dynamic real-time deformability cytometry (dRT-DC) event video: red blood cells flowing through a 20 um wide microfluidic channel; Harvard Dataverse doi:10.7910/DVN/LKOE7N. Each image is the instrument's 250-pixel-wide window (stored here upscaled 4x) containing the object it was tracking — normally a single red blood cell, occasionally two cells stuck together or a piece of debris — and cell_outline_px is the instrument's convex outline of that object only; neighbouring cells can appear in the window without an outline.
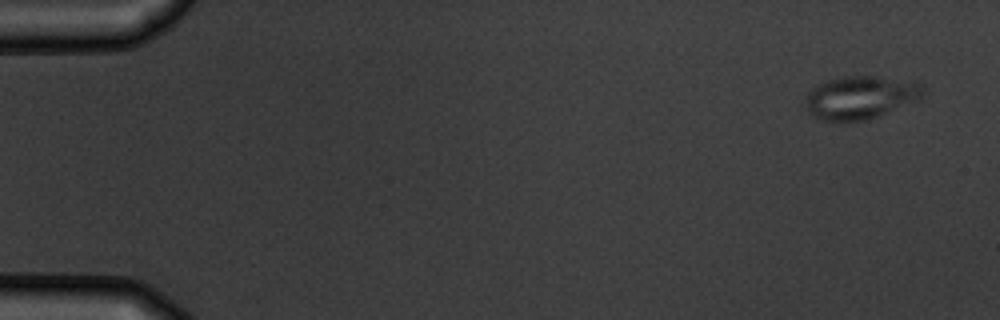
{"species": "common noctule bat (a hibernating species)", "species_latin": "Nyctalus noctula", "temperature_condition": "warm", "stored_images_in_passage": 5, "camera_frame_rate_fps": 3000, "um_per_image_px": 0.085, "animal": {"sex": "male", "body_mass_g": 19.5, "forearm_length_mm": 54.6}, "frame": {"image": 1, "passage_image": 1, "time_ms": 0.0, "image_size_px": [1000, 320], "cell_outline_px": [[924, 92], [916, 100], [876, 116], [864, 120], [820, 120], [812, 116], [808, 112], [804, 104], [804, 100], [808, 92], [812, 88], [828, 80], [844, 76], [876, 76], [916, 80], [924, 84]], "centroid_in_image_um": [73.13, 8.25], "position_along_channel_um": 11.9, "area_um2": 29.42}}